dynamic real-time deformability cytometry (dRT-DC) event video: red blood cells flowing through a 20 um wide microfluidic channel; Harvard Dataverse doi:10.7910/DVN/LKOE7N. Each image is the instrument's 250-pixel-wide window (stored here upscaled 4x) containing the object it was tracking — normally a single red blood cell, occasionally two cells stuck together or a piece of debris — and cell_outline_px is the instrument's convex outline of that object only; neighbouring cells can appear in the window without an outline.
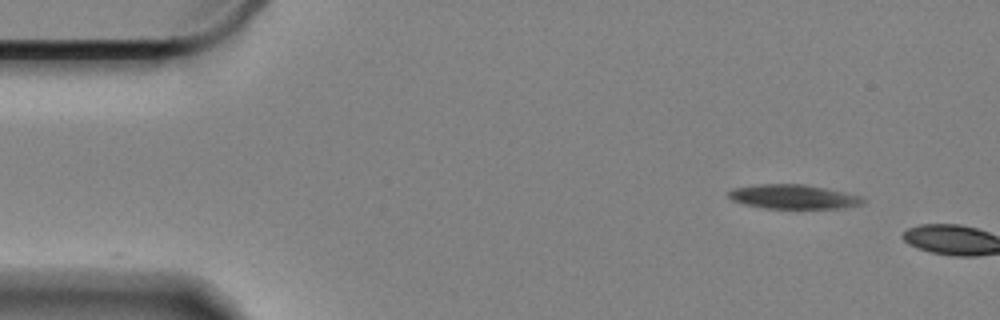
{"species": "Egyptian fruit bat (a non-hibernating species)", "species_latin": "Rousettus aegyptiacus", "temperature_condition": "cold", "stored_images_in_passage": 3, "camera_frame_rate_fps": 3000, "um_per_image_px": 0.085, "animal": {"sex": "female"}, "frame": {"image": 1, "passage_image": 1, "time_ms": 0.0, "image_size_px": [1000, 320], "cell_outline_px": [[864, 204], [844, 208], [768, 208], [748, 204], [732, 200], [728, 196], [728, 192], [732, 188], [764, 184], [804, 184], [844, 192], [860, 196], [864, 200]], "centroid_in_image_um": [67.46, 16.72], "position_along_channel_um": 17.5, "area_um2": 18.67}}